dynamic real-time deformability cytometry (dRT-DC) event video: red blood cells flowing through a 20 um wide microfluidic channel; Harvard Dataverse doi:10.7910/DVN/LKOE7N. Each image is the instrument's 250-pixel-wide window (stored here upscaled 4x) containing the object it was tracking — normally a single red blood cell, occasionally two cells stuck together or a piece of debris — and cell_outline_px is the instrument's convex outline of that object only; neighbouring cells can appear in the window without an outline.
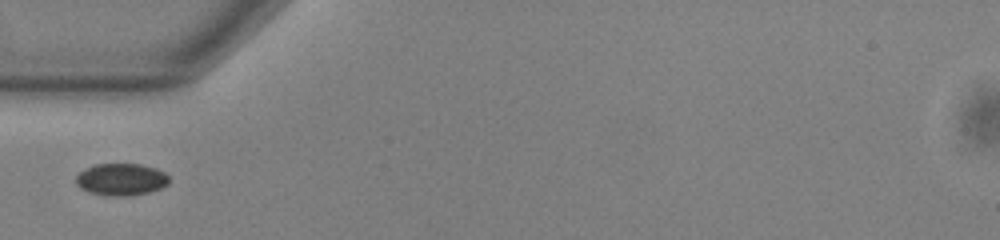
{"species": "common noctule bat (a hibernating species)", "species_latin": "Nyctalus noctula", "temperature_condition": "warm", "stored_images_in_passage": 37, "camera_frame_rate_fps": 3000, "um_per_image_px": 0.085, "animal": {"sex": "male", "body_mass_g": 13.0, "forearm_length_mm": 53.1}, "frame": {"image": 1, "passage_image": 1, "time_ms": 0.0, "image_size_px": [1000, 240], "cell_outline_px": [[168, 184], [160, 188], [148, 192], [124, 196], [108, 196], [92, 192], [80, 188], [76, 184], [76, 176], [80, 172], [92, 164], [140, 164], [156, 168], [164, 172], [168, 176]], "centroid_in_image_um": [10.29, 15.24], "position_along_channel_um": 74.7, "area_um2": 17.28}}
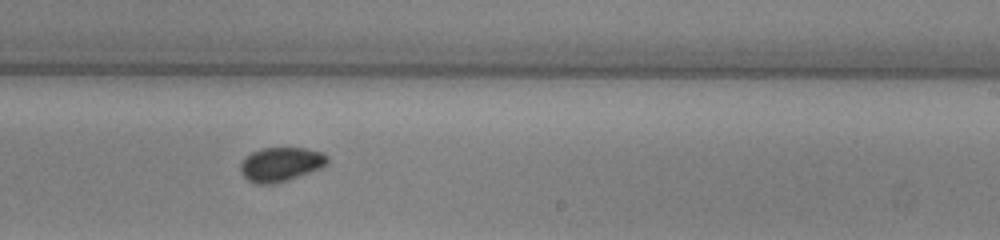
{"frame": {"image": 2, "passage_image": 16, "time_ms": 5.0, "image_size_px": [1000, 240], "cell_outline_px": [[328, 164], [320, 168], [288, 180], [272, 184], [256, 184], [248, 180], [240, 172], [240, 164], [252, 152], [264, 148], [304, 148], [320, 152], [328, 156]], "centroid_in_image_um": [23.87, 13.97], "position_along_channel_um": 265.1, "area_um2": 17.11}}
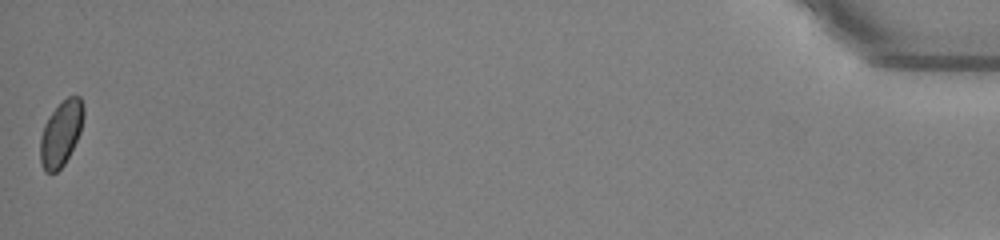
{"frame": {"image": 3, "passage_image": 37, "time_ms": 12.0, "image_size_px": [1000, 240], "cell_outline_px": [[84, 116], [80, 132], [64, 164], [56, 172], [44, 172], [40, 164], [40, 140], [44, 124], [52, 112], [68, 96], [80, 96], [84, 104]], "centroid_in_image_um": [5.18, 11.34], "position_along_channel_um": 430.0, "area_um2": 16.3}}